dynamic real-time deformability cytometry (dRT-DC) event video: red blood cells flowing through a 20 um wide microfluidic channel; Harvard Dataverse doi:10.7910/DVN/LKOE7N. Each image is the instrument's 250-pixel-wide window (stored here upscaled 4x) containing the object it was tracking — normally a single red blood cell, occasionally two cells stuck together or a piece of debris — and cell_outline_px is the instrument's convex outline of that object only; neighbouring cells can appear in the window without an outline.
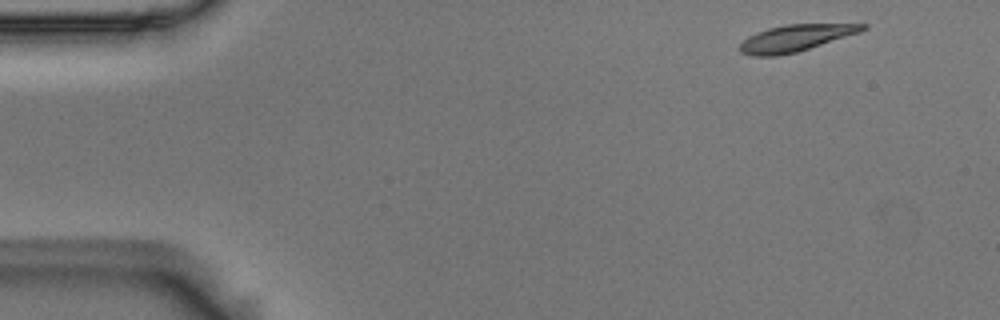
{"species": "Egyptian fruit bat (a non-hibernating species)", "species_latin": "Rousettus aegyptiacus", "temperature_condition": "room temperature", "stored_images_in_passage": 3, "camera_frame_rate_fps": 3000, "um_per_image_px": 0.085, "animal": {"sex": "male"}, "frame": {"image": 1, "passage_image": 1, "time_ms": 0.0, "image_size_px": [1000, 320], "cell_outline_px": [[868, 28], [860, 32], [796, 52], [776, 56], [752, 56], [740, 52], [740, 44], [748, 36], [756, 32], [768, 28], [784, 24], [868, 24]], "centroid_in_image_um": [67.6, 3.23], "position_along_channel_um": 17.4, "area_um2": 18.9}}